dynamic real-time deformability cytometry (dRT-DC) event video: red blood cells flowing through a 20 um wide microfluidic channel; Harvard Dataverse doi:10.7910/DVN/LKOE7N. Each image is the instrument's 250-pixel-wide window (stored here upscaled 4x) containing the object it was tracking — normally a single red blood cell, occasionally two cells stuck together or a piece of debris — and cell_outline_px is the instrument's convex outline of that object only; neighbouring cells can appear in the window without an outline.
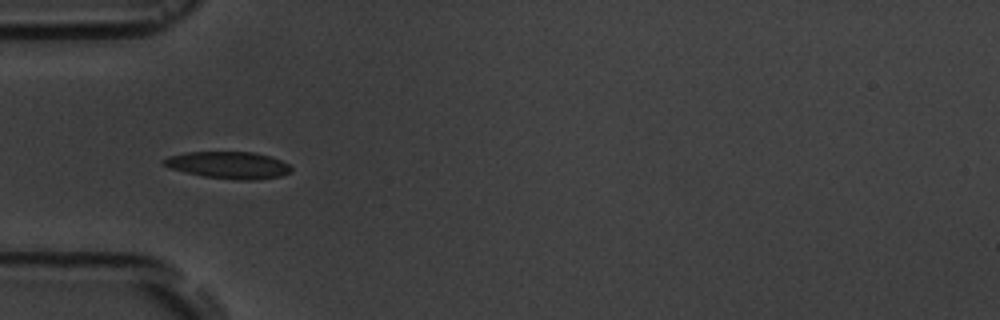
{"species": "common noctule bat (a hibernating species)", "species_latin": "Nyctalus noctula", "temperature_condition": "room temperature", "stored_images_in_passage": 8, "camera_frame_rate_fps": 3000, "um_per_image_px": 0.085, "animal": {"sex": "male", "body_mass_g": 19.5, "forearm_length_mm": 54.6}, "frame": {"image": 1, "passage_image": 5, "time_ms": 4.667, "image_size_px": [1000, 320], "cell_outline_px": [[292, 172], [280, 176], [256, 180], [236, 180], [204, 176], [184, 172], [168, 168], [160, 164], [160, 160], [168, 156], [188, 152], [252, 152], [268, 156], [280, 160], [288, 164], [292, 168]], "centroid_in_image_um": [19.37, 14.04], "position_along_channel_um": 65.6, "area_um2": 20.17}}
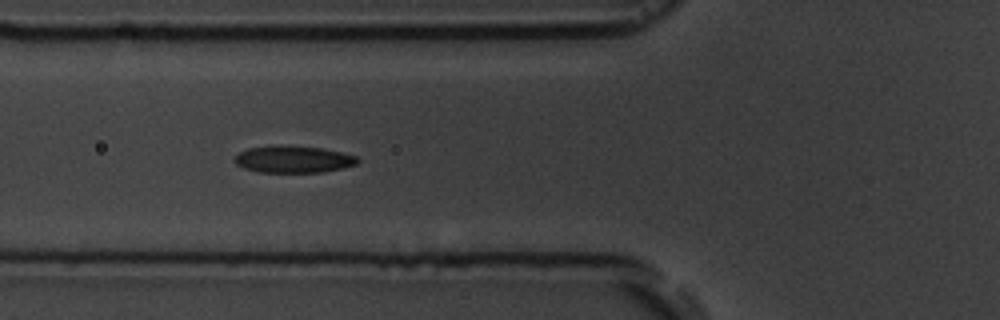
{"frame": {"image": 2, "passage_image": 6, "time_ms": 5.667, "image_size_px": [1000, 320], "cell_outline_px": [[360, 160], [356, 164], [344, 168], [324, 172], [260, 172], [244, 168], [236, 164], [232, 160], [240, 152], [248, 148], [324, 148], [356, 156]], "centroid_in_image_um": [24.98, 13.59], "position_along_channel_um": 100.8, "area_um2": 18.44}}
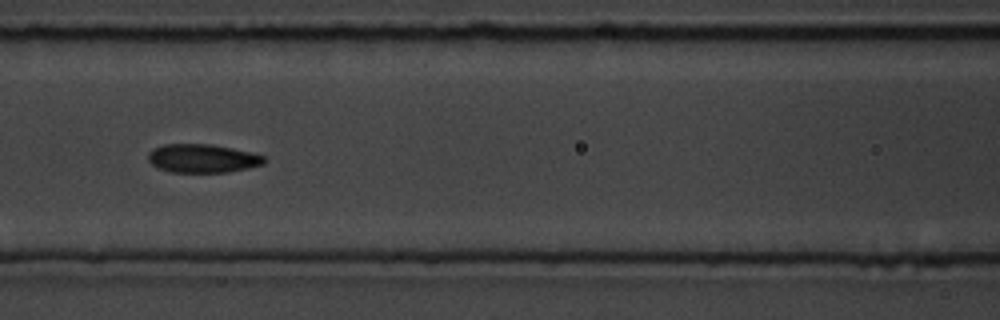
{"frame": {"image": 3, "passage_image": 7, "time_ms": 7.0, "image_size_px": [1000, 320], "cell_outline_px": [[268, 160], [264, 164], [248, 168], [228, 172], [172, 172], [160, 168], [152, 164], [148, 160], [148, 152], [152, 148], [164, 144], [212, 144], [252, 152], [264, 156]], "centroid_in_image_um": [17.24, 13.45], "position_along_channel_um": 149.4, "area_um2": 19.42}}